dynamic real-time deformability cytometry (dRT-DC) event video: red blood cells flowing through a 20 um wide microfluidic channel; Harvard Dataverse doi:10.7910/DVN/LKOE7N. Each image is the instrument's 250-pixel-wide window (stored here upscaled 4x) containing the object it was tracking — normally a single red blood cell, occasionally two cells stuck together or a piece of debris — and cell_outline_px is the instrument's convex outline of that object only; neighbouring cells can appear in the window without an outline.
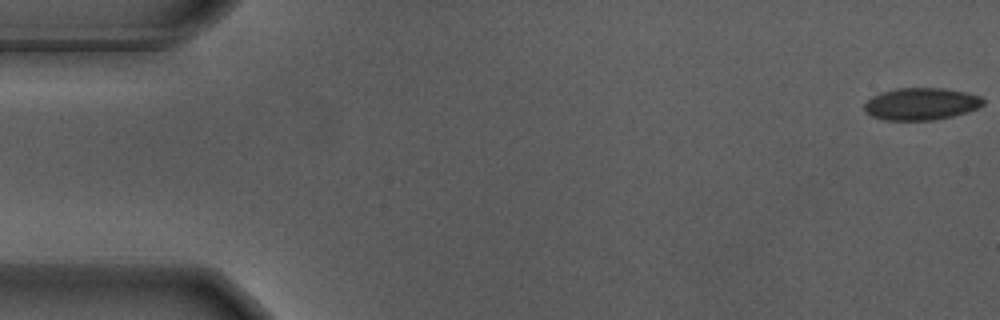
{"species": "Egyptian fruit bat (a non-hibernating species)", "species_latin": "Rousettus aegyptiacus", "temperature_condition": "warm", "stored_images_in_passage": 13, "camera_frame_rate_fps": 3000, "um_per_image_px": 0.085, "animal": {"sex": "male"}, "frame": {"image": 1, "passage_image": 1, "time_ms": 0.0, "image_size_px": [1000, 320], "cell_outline_px": [[984, 104], [968, 112], [952, 116], [932, 120], [884, 120], [872, 116], [864, 112], [864, 104], [872, 96], [884, 92], [900, 88], [944, 88], [964, 92], [980, 96], [984, 100]], "centroid_in_image_um": [78.29, 8.84], "position_along_channel_um": 6.7, "area_um2": 22.14}}